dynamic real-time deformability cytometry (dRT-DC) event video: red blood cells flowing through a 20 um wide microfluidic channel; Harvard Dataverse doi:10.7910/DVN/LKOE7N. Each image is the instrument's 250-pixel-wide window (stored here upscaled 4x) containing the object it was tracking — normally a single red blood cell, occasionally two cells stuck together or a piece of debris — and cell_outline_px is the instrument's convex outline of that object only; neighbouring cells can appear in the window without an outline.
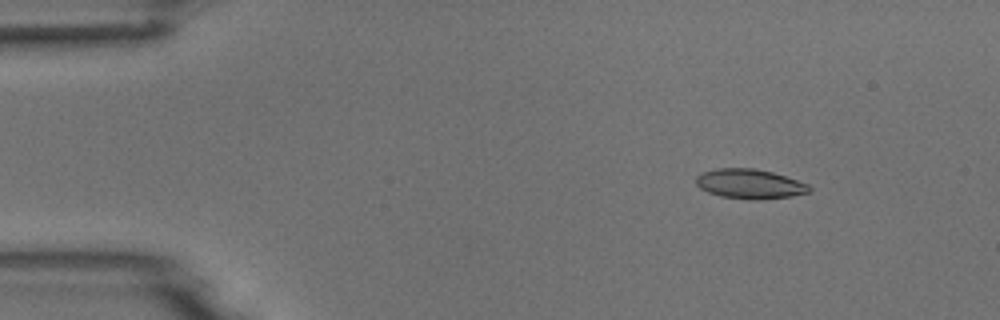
{"species": "common noctule bat (a hibernating species)", "species_latin": "Nyctalus noctula", "temperature_condition": "room temperature", "stored_images_in_passage": 6, "camera_frame_rate_fps": 3000, "um_per_image_px": 0.085, "animal": {"sex": "male", "body_mass_g": 18.8}, "frame": {"image": 1, "passage_image": 1, "time_ms": 0.0, "image_size_px": [1000, 320], "cell_outline_px": [[812, 188], [808, 192], [792, 196], [756, 200], [752, 200], [720, 196], [708, 192], [700, 188], [696, 184], [696, 176], [700, 172], [716, 168], [752, 168], [772, 172], [808, 184]], "centroid_in_image_um": [63.69, 15.63], "position_along_channel_um": 21.3, "area_um2": 19.54}}
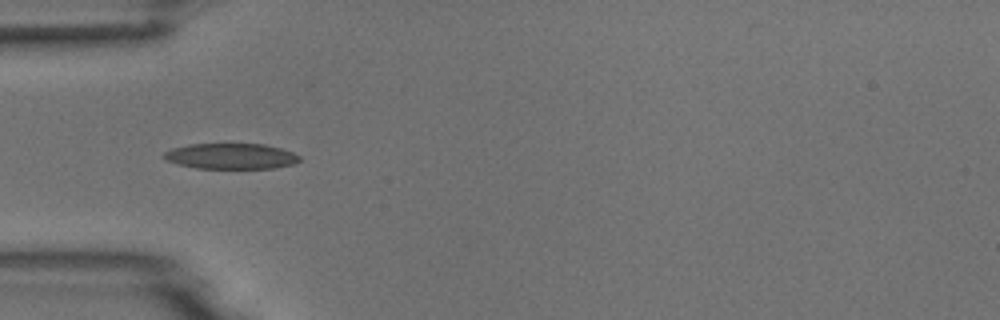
{"frame": {"image": 2, "passage_image": 4, "time_ms": 3.333, "image_size_px": [1000, 320], "cell_outline_px": [[300, 160], [292, 164], [276, 168], [196, 168], [176, 164], [160, 156], [164, 152], [172, 148], [188, 144], [264, 144], [280, 148], [292, 152], [300, 156]], "centroid_in_image_um": [19.6, 13.27], "position_along_channel_um": 65.4, "area_um2": 20.29}}